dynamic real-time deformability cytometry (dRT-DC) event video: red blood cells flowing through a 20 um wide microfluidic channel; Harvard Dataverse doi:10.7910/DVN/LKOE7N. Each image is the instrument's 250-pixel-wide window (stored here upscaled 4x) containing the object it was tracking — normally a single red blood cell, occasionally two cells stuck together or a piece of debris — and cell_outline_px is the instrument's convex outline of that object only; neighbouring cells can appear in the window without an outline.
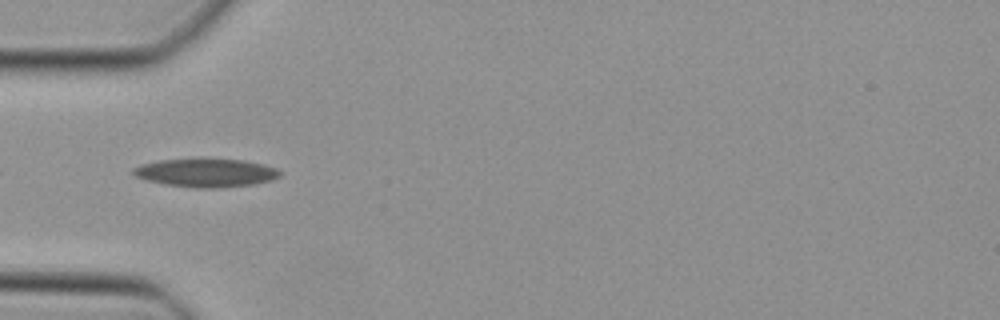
{"species": "Egyptian fruit bat (a non-hibernating species)", "species_latin": "Rousettus aegyptiacus", "temperature_condition": "cold", "stored_images_in_passage": 35, "camera_frame_rate_fps": 3000, "um_per_image_px": 0.085, "animal": {"sex": "female"}, "frame": {"image": 1, "passage_image": 3, "time_ms": 0.667, "image_size_px": [1000, 320], "cell_outline_px": [[280, 176], [272, 180], [252, 184], [220, 188], [196, 188], [164, 184], [148, 180], [136, 176], [132, 172], [132, 168], [140, 164], [160, 160], [244, 160], [264, 164], [276, 168], [280, 172]], "centroid_in_image_um": [17.51, 14.7], "position_along_channel_um": 67.5, "area_um2": 23.87}}
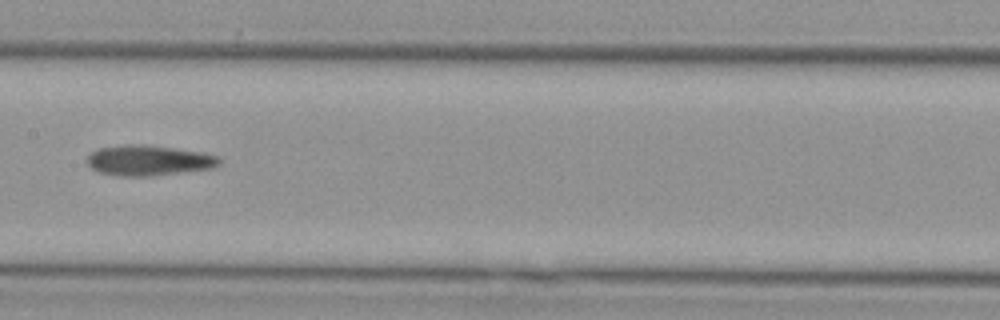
{"frame": {"image": 2, "passage_image": 12, "time_ms": 3.667, "image_size_px": [1000, 320], "cell_outline_px": [[220, 164], [212, 168], [148, 176], [120, 176], [100, 172], [92, 168], [88, 164], [88, 156], [96, 148], [124, 144], [144, 144], [204, 152], [220, 156]], "centroid_in_image_um": [12.65, 13.62], "position_along_channel_um": 194.8, "area_um2": 23.41}}
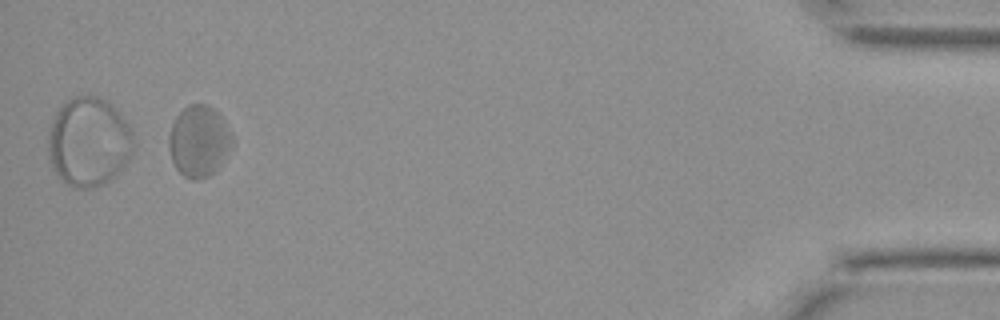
{"frame": {"image": 3, "passage_image": 33, "time_ms": 10.667, "image_size_px": [1000, 320], "cell_outline_px": [[232, 144], [224, 160], [208, 176], [200, 180], [192, 180], [184, 176], [176, 168], [172, 160], [168, 148], [168, 136], [172, 124], [176, 116], [188, 104], [208, 104], [224, 120], [232, 132]], "centroid_in_image_um": [16.89, 11.99], "position_along_channel_um": 418.3, "area_um2": 26.3}}